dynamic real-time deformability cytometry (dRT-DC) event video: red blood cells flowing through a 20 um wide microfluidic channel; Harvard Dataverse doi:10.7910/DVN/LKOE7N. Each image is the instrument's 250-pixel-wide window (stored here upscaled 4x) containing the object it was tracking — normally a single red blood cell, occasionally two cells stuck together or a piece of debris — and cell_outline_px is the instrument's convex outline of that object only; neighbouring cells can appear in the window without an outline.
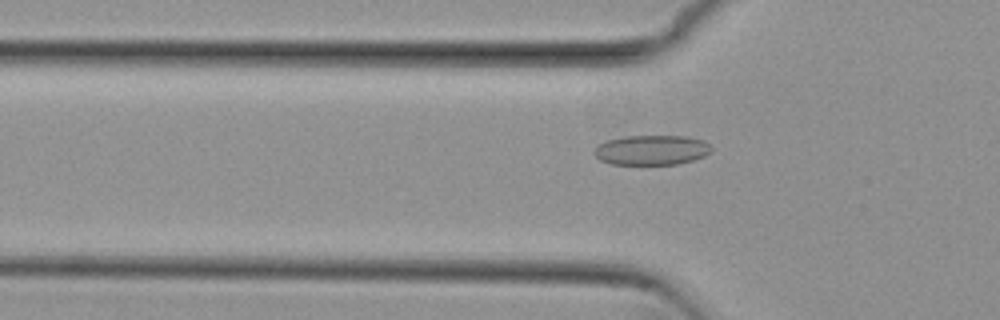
{"species": "common noctule bat (a hibernating species)", "species_latin": "Nyctalus noctula", "temperature_condition": "cold", "stored_images_in_passage": 41, "camera_frame_rate_fps": 3000, "um_per_image_px": 0.085, "animal": {"sex": "female", "body_mass_g": 29.2, "forearm_length_mm": 56.3}, "frame": {"image": 1, "passage_image": 5, "time_ms": 1.333, "image_size_px": [1000, 320], "cell_outline_px": [[712, 152], [704, 156], [692, 160], [676, 164], [612, 164], [600, 160], [592, 152], [600, 144], [608, 140], [624, 136], [684, 136], [704, 140], [712, 148]], "centroid_in_image_um": [55.4, 12.75], "position_along_channel_um": 70.4, "area_um2": 20.29}}
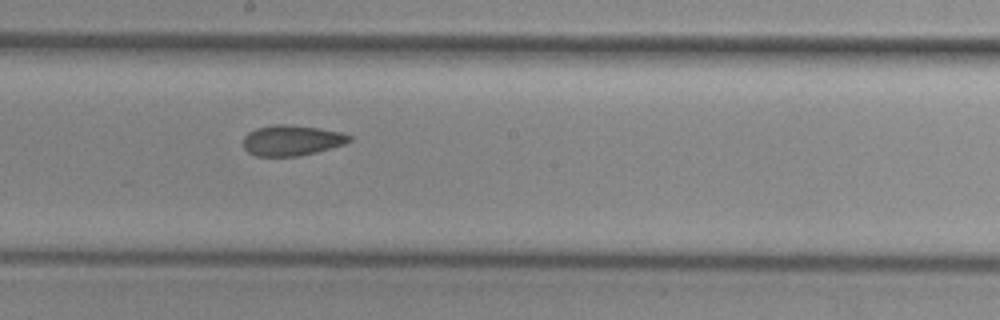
{"frame": {"image": 2, "passage_image": 17, "time_ms": 5.333, "image_size_px": [1000, 320], "cell_outline_px": [[352, 140], [344, 144], [316, 152], [296, 156], [256, 156], [248, 152], [244, 148], [244, 136], [248, 132], [256, 128], [272, 124], [284, 124], [320, 128], [340, 132], [352, 136]], "centroid_in_image_um": [24.78, 11.92], "position_along_channel_um": 223.4, "area_um2": 18.84}}
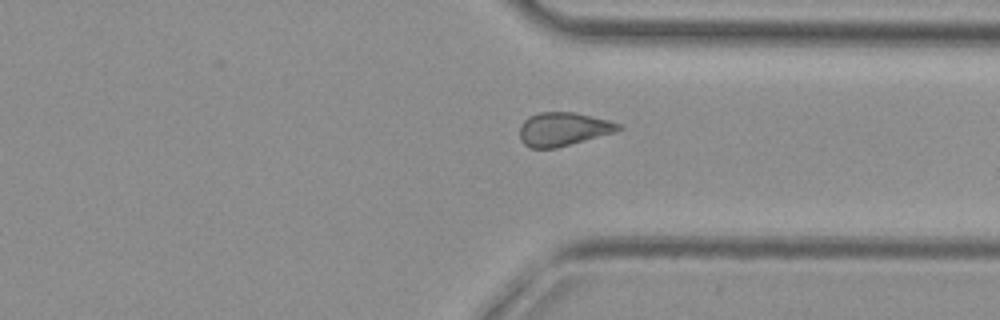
{"frame": {"image": 3, "passage_image": 28, "time_ms": 9.0, "image_size_px": [1000, 320], "cell_outline_px": [[624, 128], [616, 132], [556, 148], [528, 148], [520, 140], [520, 124], [528, 116], [540, 112], [576, 112], [608, 120], [620, 124]], "centroid_in_image_um": [47.87, 10.97], "position_along_channel_um": 363.5, "area_um2": 19.48}, "authors_computed_cell_mechanics": {"area_um2": 19.5364, "velocity_mm_per_s": 3.821, "shape_relaxation_time_tau1_ms": null, "shape_relaxation_time_tau2_ms": 6.3875, "deformation_change_tau1": null, "deformation_change_tau2": 0.1177}}